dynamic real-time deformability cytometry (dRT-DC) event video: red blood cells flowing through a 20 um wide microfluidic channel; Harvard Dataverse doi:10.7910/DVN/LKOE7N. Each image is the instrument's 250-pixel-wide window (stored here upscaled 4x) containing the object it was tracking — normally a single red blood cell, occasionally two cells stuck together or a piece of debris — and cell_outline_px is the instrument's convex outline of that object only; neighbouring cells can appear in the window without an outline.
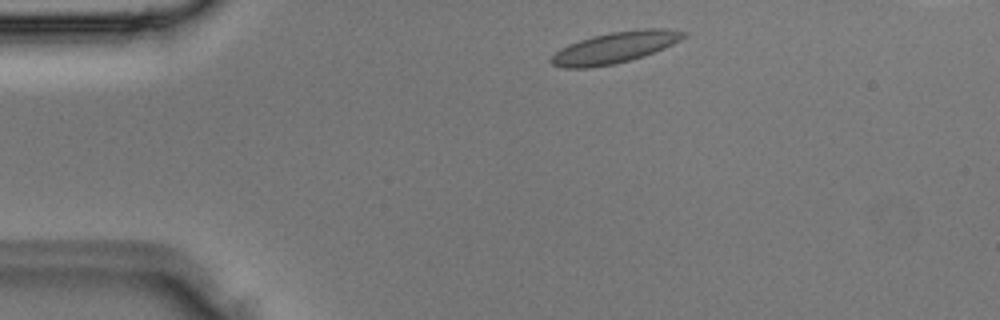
{"species": "Egyptian fruit bat (a non-hibernating species)", "species_latin": "Rousettus aegyptiacus", "temperature_condition": "room temperature", "stored_images_in_passage": 3, "camera_frame_rate_fps": 3000, "um_per_image_px": 0.085, "animal": {"sex": "male"}, "frame": {"image": 1, "passage_image": 1, "time_ms": 0.0, "image_size_px": [1000, 320], "cell_outline_px": [[688, 36], [664, 48], [644, 56], [612, 64], [588, 68], [564, 68], [552, 64], [548, 60], [560, 48], [568, 44], [592, 36], [612, 32], [640, 28], [664, 28], [688, 32]], "centroid_in_image_um": [52.28, 4.03], "position_along_channel_um": 32.7, "area_um2": 24.1}}